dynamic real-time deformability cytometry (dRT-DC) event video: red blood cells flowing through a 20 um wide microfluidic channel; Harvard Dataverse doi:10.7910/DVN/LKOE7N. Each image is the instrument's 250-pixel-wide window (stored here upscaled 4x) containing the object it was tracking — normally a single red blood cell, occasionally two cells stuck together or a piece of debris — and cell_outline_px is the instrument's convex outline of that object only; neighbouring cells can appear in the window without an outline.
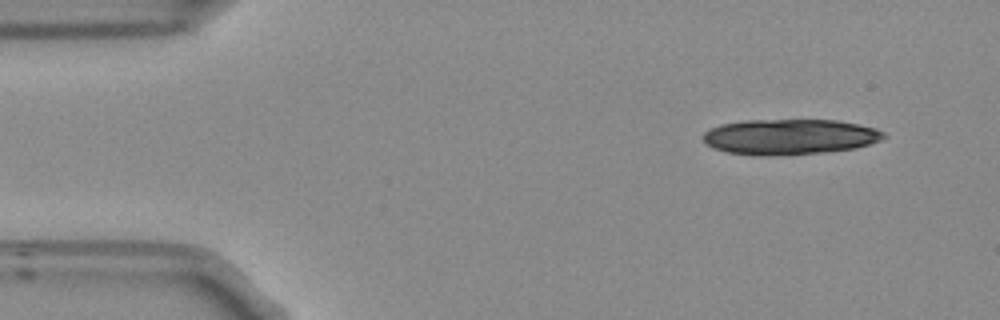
{"species": "Egyptian fruit bat (a non-hibernating species)", "species_latin": "Rousettus aegyptiacus", "temperature_condition": "room temperature", "stored_images_in_passage": 15, "camera_frame_rate_fps": 3000, "um_per_image_px": 0.085, "frame": {"image": 1, "passage_image": 1, "time_ms": 0.0, "image_size_px": [1000, 320], "cell_outline_px": [[888, 136], [880, 140], [856, 148], [824, 152], [772, 156], [756, 156], [728, 152], [712, 148], [704, 144], [700, 136], [708, 128], [720, 124], [744, 120], [836, 120], [876, 128], [884, 132]], "centroid_in_image_um": [67.04, 11.63], "position_along_channel_um": 18.0, "area_um2": 37.8}}